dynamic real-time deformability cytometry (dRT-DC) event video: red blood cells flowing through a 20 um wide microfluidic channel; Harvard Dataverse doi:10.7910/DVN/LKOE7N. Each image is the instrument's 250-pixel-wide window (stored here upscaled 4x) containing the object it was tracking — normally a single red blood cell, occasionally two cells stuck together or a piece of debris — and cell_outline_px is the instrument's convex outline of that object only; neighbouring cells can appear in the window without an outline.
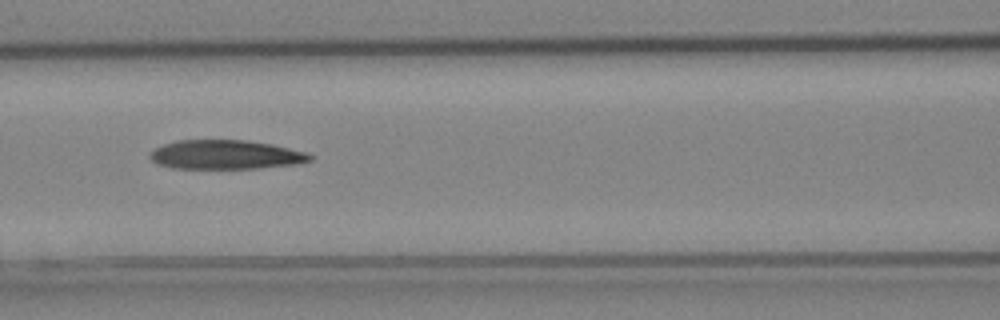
{"species": "Egyptian fruit bat (a non-hibernating species)", "species_latin": "Rousettus aegyptiacus", "temperature_condition": "cold", "stored_images_in_passage": 10, "camera_frame_rate_fps": 3000, "um_per_image_px": 0.085, "animal": {"sex": "female"}, "frame": {"image": 1, "passage_image": 7, "time_ms": 2.0, "image_size_px": [1000, 320], "cell_outline_px": [[316, 156], [312, 160], [296, 164], [256, 168], [172, 168], [156, 164], [148, 156], [148, 152], [164, 144], [176, 140], [248, 140], [272, 144], [308, 152]], "centroid_in_image_um": [19.19, 13.14], "position_along_channel_um": 147.4, "area_um2": 27.4}}